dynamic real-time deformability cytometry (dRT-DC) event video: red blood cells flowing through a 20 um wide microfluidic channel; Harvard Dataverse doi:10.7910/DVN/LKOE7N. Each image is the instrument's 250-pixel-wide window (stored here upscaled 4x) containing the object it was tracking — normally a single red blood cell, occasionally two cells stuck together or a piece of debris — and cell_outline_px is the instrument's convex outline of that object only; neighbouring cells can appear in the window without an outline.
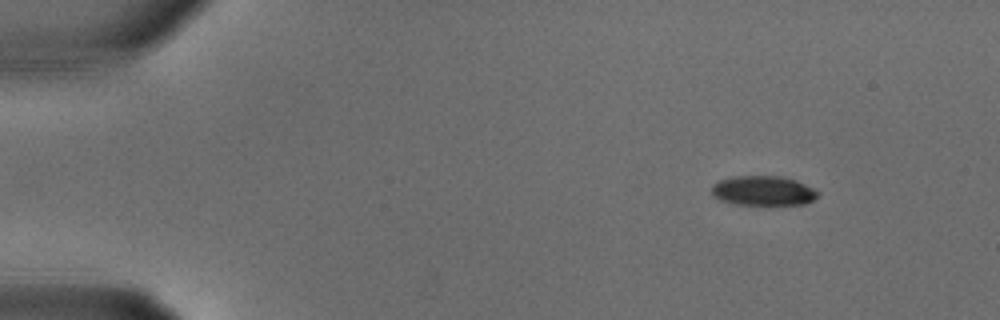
{"species": "common noctule bat (a hibernating species)", "species_latin": "Nyctalus noctula", "temperature_condition": "warm", "stored_images_in_passage": 7, "camera_frame_rate_fps": 3000, "um_per_image_px": 0.085, "animal": {"sex": "male", "body_mass_g": 18.8}, "frame": {"image": 1, "passage_image": 1, "time_ms": 0.0, "image_size_px": [1000, 320], "cell_outline_px": [[820, 192], [812, 200], [804, 204], [736, 204], [720, 200], [712, 196], [712, 184], [720, 180], [732, 176], [780, 176], [796, 180]], "centroid_in_image_um": [64.83, 16.2], "position_along_channel_um": 20.2, "area_um2": 18.21}}